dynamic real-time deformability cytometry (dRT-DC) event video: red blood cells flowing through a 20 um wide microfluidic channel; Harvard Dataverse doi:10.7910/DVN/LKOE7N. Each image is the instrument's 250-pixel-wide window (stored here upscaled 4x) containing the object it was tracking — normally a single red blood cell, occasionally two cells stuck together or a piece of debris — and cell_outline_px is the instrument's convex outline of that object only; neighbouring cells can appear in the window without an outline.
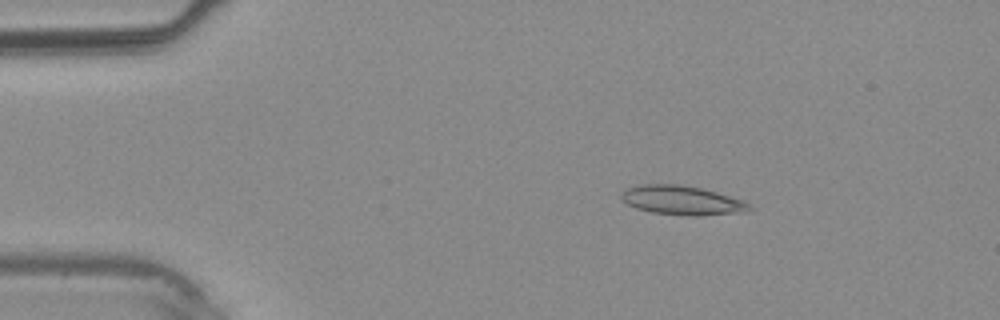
{"species": "common noctule bat (a hibernating species)", "species_latin": "Nyctalus noctula", "temperature_condition": "warm", "stored_images_in_passage": 38, "camera_frame_rate_fps": 3000, "um_per_image_px": 0.085, "animal": {"sex": "male", "body_mass_g": 20.4}, "frame": {"image": 1, "passage_image": 7, "time_ms": 2.0, "image_size_px": [1000, 320], "cell_outline_px": [[756, 208], [748, 212], [704, 216], [688, 216], [652, 212], [636, 208], [628, 204], [620, 196], [624, 188], [640, 184], [680, 184], [704, 188], [744, 200], [752, 204]], "centroid_in_image_um": [58.06, 17.03], "position_along_channel_um": 26.9, "area_um2": 22.37}}
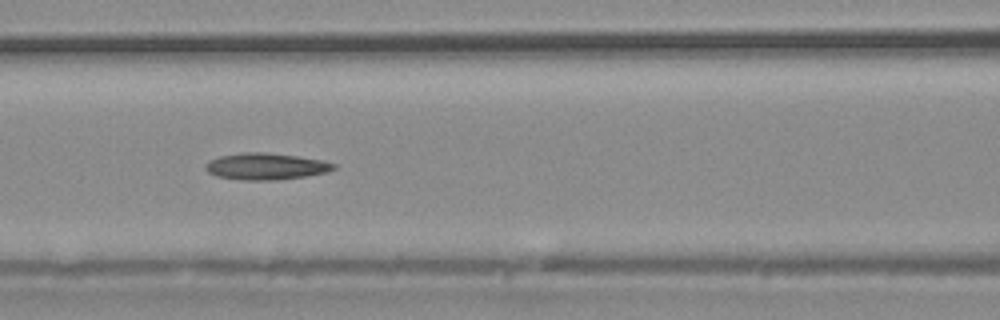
{"frame": {"image": 2, "passage_image": 17, "time_ms": 5.333, "image_size_px": [1000, 320], "cell_outline_px": [[336, 168], [328, 172], [304, 176], [276, 180], [244, 180], [216, 176], [208, 172], [204, 168], [208, 160], [220, 156], [244, 152], [264, 152], [296, 156], [320, 160], [336, 164]], "centroid_in_image_um": [22.57, 14.14], "position_along_channel_um": 144.0, "area_um2": 19.77}}
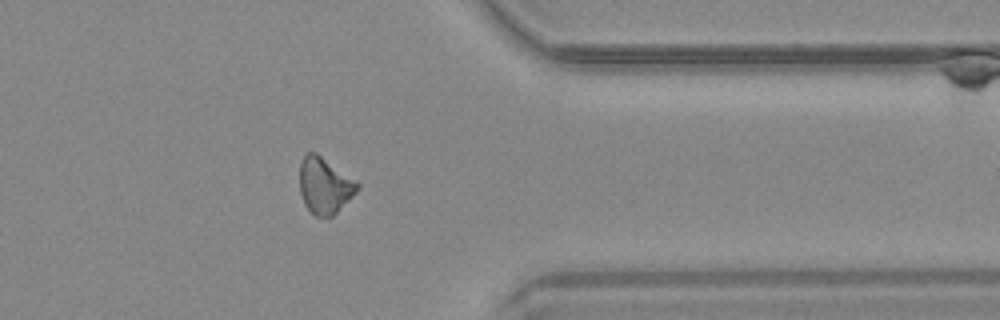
{"frame": {"image": 3, "passage_image": 31, "time_ms": 10.0, "image_size_px": [1000, 320], "cell_outline_px": [[360, 188], [332, 216], [316, 216], [304, 204], [300, 192], [300, 160], [308, 152], [316, 152], [356, 180], [360, 184]], "centroid_in_image_um": [27.59, 15.74], "position_along_channel_um": 383.8, "area_um2": 18.73}}